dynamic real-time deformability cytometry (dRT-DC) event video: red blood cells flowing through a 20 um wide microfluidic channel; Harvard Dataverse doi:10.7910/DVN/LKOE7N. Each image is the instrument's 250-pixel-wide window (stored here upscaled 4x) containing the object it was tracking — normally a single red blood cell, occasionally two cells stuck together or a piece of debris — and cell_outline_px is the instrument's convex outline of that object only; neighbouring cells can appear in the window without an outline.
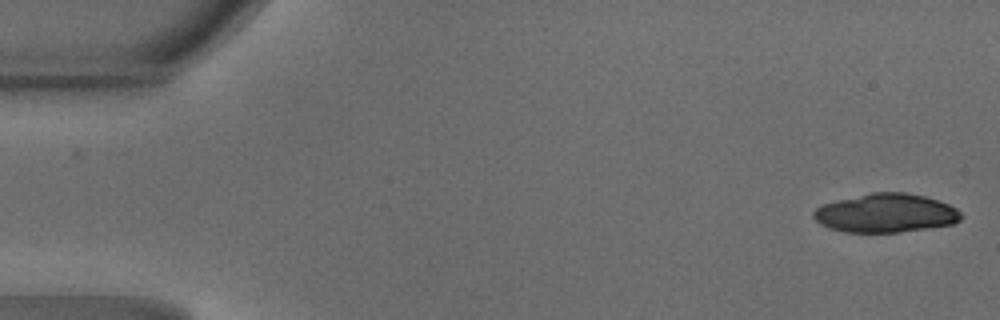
{"species": "common noctule bat (a hibernating species)", "species_latin": "Nyctalus noctula", "temperature_condition": "warm", "stored_images_in_passage": 29, "camera_frame_rate_fps": 3000, "um_per_image_px": 0.085, "animal": {"sex": "male", "body_mass_g": 18.8}, "frame": {"image": 1, "passage_image": 1, "time_ms": 0.0, "image_size_px": [1000, 320], "cell_outline_px": [[964, 216], [960, 220], [952, 224], [928, 228], [900, 232], [844, 232], [820, 224], [812, 216], [812, 212], [816, 208], [824, 204], [836, 200], [872, 192], [904, 192], [924, 196], [948, 204], [956, 208]], "centroid_in_image_um": [75.29, 18.11], "position_along_channel_um": 9.7, "area_um2": 33.23}}
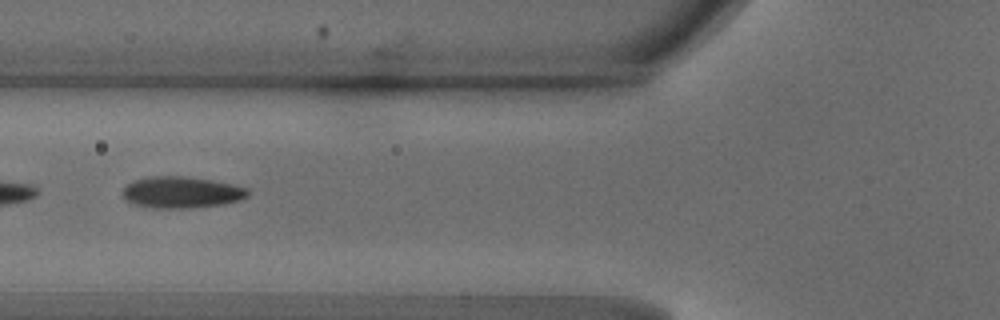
{"frame": {"image": 2, "passage_image": 18, "time_ms": 5.667, "image_size_px": [1000, 320], "cell_outline_px": [[248, 196], [240, 200], [224, 204], [188, 208], [152, 208], [132, 204], [124, 196], [124, 188], [132, 180], [148, 176], [184, 176], [212, 180], [232, 184], [248, 188]], "centroid_in_image_um": [15.43, 16.34], "position_along_channel_um": 110.4, "area_um2": 23.0}}
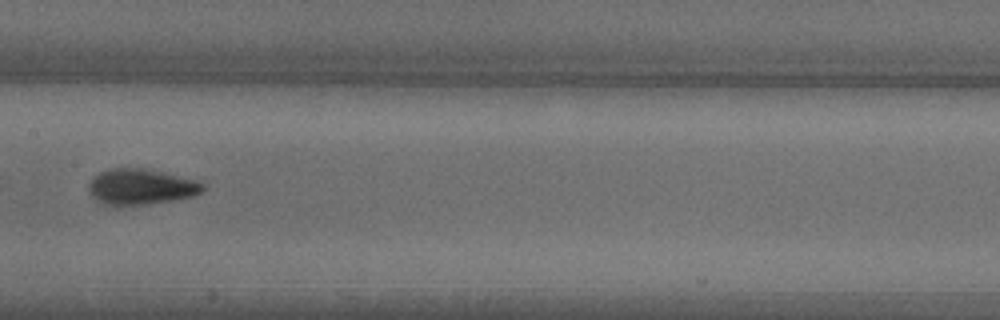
{"frame": {"image": 3, "passage_image": 24, "time_ms": 7.667, "image_size_px": [1000, 320], "cell_outline_px": [[204, 188], [200, 192], [192, 196], [172, 200], [120, 208], [104, 204], [96, 200], [88, 192], [88, 184], [100, 172], [112, 168], [144, 168], [200, 180], [204, 184]], "centroid_in_image_um": [11.96, 15.9], "position_along_channel_um": 195.4, "area_um2": 24.1}}